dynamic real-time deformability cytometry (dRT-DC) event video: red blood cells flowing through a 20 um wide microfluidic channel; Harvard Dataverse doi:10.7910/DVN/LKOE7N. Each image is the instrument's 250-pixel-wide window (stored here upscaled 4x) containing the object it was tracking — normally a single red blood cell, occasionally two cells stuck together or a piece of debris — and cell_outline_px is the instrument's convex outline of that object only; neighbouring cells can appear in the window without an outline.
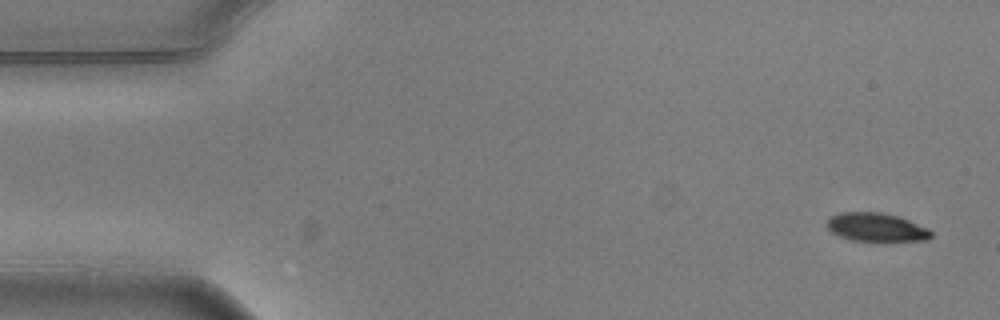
{"species": "common noctule bat (a hibernating species)", "species_latin": "Nyctalus noctula", "temperature_condition": "warm", "stored_images_in_passage": 7, "camera_frame_rate_fps": 3000, "um_per_image_px": 0.085, "animal": {"sex": "male", "body_mass_g": 20.5, "forearm_length_mm": 52.5}, "frame": {"image": 1, "passage_image": 1, "time_ms": 0.0, "image_size_px": [1000, 320], "cell_outline_px": [[932, 236], [928, 240], [852, 240], [840, 236], [832, 232], [828, 228], [828, 216], [840, 212], [880, 212], [900, 216], [928, 228], [932, 232]], "centroid_in_image_um": [74.49, 19.29], "position_along_channel_um": 10.5, "area_um2": 17.17}}
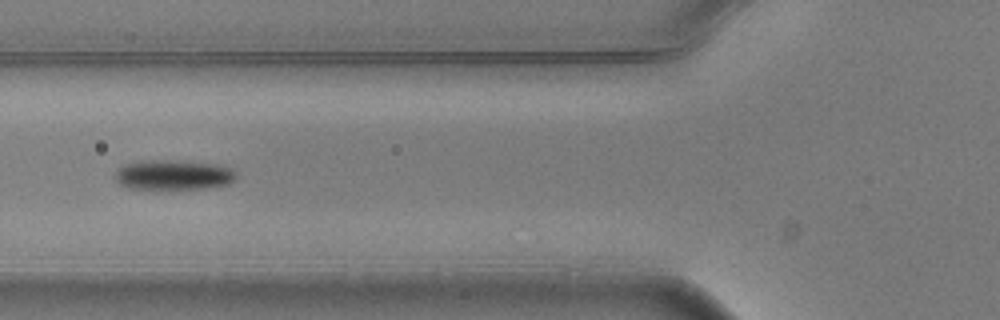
{"frame": {"image": 2, "passage_image": 6, "time_ms": 1.667, "image_size_px": [1000, 320], "cell_outline_px": [[236, 176], [228, 184], [204, 188], [128, 188], [120, 184], [116, 180], [116, 172], [124, 164], [144, 160], [168, 160], [216, 164], [228, 168]], "centroid_in_image_um": [14.69, 14.86], "position_along_channel_um": 111.1, "area_um2": 20.52}}
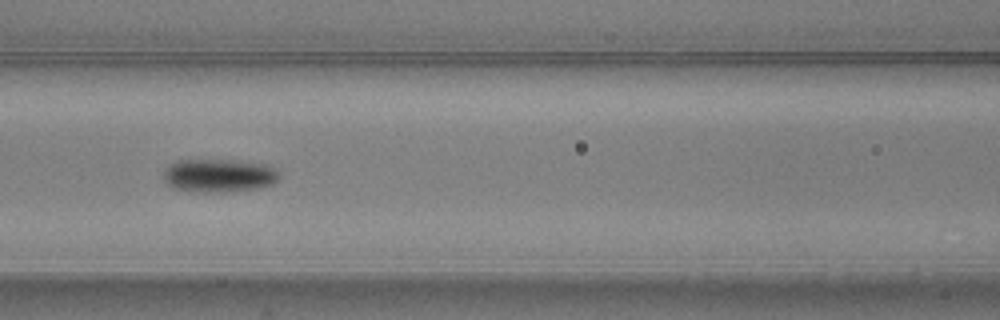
{"frame": {"image": 3, "passage_image": 7, "time_ms": 2.0, "image_size_px": [1000, 320], "cell_outline_px": [[280, 176], [272, 184], [260, 188], [224, 192], [200, 192], [172, 188], [164, 180], [164, 168], [168, 164], [176, 160], [232, 160], [264, 164], [272, 168]], "centroid_in_image_um": [18.55, 14.92], "position_along_channel_um": 148.1, "area_um2": 22.43}}